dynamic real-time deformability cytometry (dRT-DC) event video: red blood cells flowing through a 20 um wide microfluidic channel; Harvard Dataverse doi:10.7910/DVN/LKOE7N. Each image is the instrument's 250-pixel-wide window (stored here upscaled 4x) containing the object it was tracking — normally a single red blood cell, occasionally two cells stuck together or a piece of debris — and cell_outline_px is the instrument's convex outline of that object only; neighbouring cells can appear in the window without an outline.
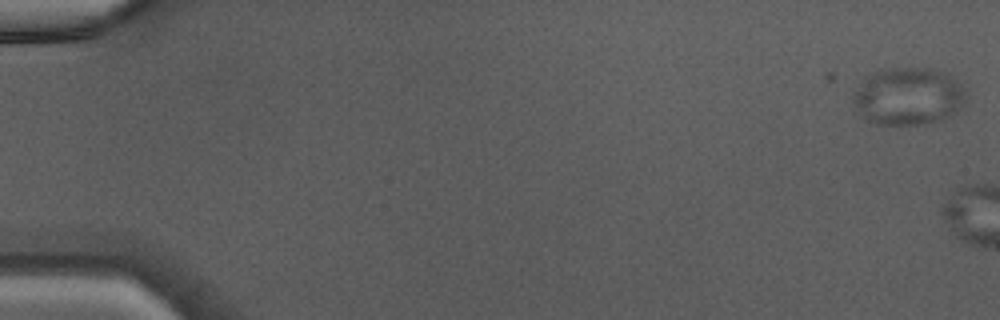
{"species": "Egyptian fruit bat (a non-hibernating species)", "species_latin": "Rousettus aegyptiacus", "temperature_condition": "warm", "stored_images_in_passage": 9, "camera_frame_rate_fps": 3000, "um_per_image_px": 0.085, "animal": {"sex": "male"}, "frame": {"image": 1, "passage_image": 1, "time_ms": 0.0, "image_size_px": [1000, 320], "cell_outline_px": [[968, 84], [964, 100], [960, 108], [956, 112], [940, 120], [924, 124], [876, 124], [864, 120], [860, 116], [852, 100], [852, 92], [864, 76], [880, 68], [932, 68], [944, 72]], "centroid_in_image_um": [77.19, 8.15], "position_along_channel_um": 7.8, "area_um2": 38.84}}